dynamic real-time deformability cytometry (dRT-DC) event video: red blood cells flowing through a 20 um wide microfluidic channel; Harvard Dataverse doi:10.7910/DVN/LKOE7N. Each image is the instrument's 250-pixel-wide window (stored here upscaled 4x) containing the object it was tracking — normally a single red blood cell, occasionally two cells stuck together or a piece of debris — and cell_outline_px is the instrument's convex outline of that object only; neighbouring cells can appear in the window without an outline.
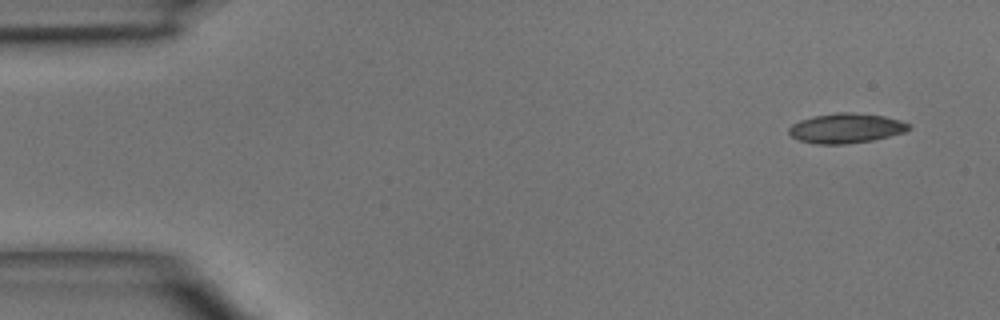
{"species": "common noctule bat (a hibernating species)", "species_latin": "Nyctalus noctula", "temperature_condition": "room temperature", "stored_images_in_passage": 4, "camera_frame_rate_fps": 3000, "um_per_image_px": 0.085, "animal": {"sex": "male", "body_mass_g": 15.6}, "frame": {"image": 1, "passage_image": 1, "time_ms": 0.0, "image_size_px": [1000, 320], "cell_outline_px": [[912, 128], [904, 132], [872, 140], [844, 144], [816, 144], [800, 140], [792, 136], [788, 132], [788, 128], [792, 124], [800, 120], [812, 116], [836, 112], [848, 112], [884, 116], [900, 120], [912, 124]], "centroid_in_image_um": [71.92, 10.89], "position_along_channel_um": 13.1, "area_um2": 20.81}}
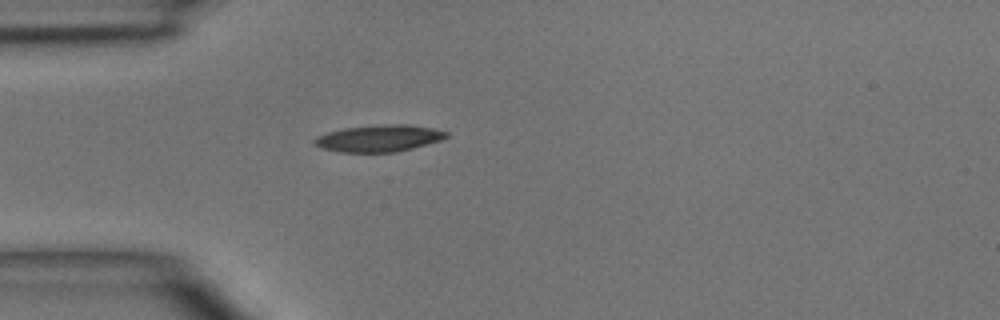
{"frame": {"image": 2, "passage_image": 4, "time_ms": 3.333, "image_size_px": [1000, 320], "cell_outline_px": [[448, 136], [440, 140], [412, 148], [396, 152], [340, 152], [320, 148], [312, 140], [316, 136], [328, 132], [344, 128], [384, 124], [408, 124], [432, 128], [448, 132]], "centroid_in_image_um": [32.19, 11.75], "position_along_channel_um": 52.8, "area_um2": 20.52}}